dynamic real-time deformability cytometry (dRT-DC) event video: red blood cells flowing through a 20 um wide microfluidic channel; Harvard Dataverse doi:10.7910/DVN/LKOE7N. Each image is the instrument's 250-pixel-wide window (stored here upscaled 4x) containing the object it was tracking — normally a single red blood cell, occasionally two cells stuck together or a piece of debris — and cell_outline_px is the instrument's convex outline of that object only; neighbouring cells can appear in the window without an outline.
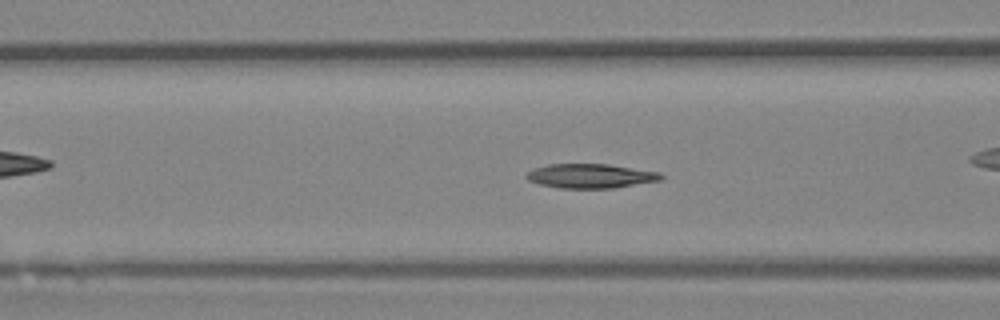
{"species": "Egyptian fruit bat (a non-hibernating species)", "species_latin": "Rousettus aegyptiacus", "temperature_condition": "room temperature", "stored_images_in_passage": 44, "camera_frame_rate_fps": 3000, "um_per_image_px": 0.085, "animal": {"sex": "female"}, "frame": {"image": 1, "passage_image": 13, "time_ms": 4.0, "image_size_px": [1000, 320], "cell_outline_px": [[664, 176], [660, 180], [612, 188], [560, 188], [540, 184], [528, 180], [524, 176], [528, 172], [536, 168], [548, 164], [608, 164], [660, 172]], "centroid_in_image_um": [50.19, 14.95], "position_along_channel_um": 116.4, "area_um2": 18.9}}
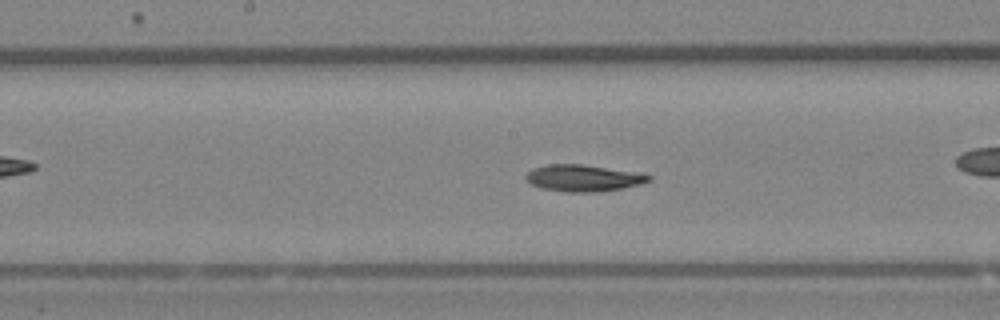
{"frame": {"image": 2, "passage_image": 19, "time_ms": 6.0, "image_size_px": [1000, 320], "cell_outline_px": [[652, 180], [640, 184], [624, 188], [596, 192], [564, 192], [540, 188], [524, 180], [524, 176], [532, 168], [548, 164], [580, 164], [644, 172], [652, 176]], "centroid_in_image_um": [49.61, 15.13], "position_along_channel_um": 198.6, "area_um2": 19.54}, "authors_computed_cell_mechanics": {"area_um2": 18.8428, "velocity_mm_per_s": 4.1318, "shape_relaxation_time_tau1_ms": 5.7648, "shape_relaxation_time_tau2_ms": null, "deformation_change_tau1": 0.1392, "deformation_change_tau2": null}}